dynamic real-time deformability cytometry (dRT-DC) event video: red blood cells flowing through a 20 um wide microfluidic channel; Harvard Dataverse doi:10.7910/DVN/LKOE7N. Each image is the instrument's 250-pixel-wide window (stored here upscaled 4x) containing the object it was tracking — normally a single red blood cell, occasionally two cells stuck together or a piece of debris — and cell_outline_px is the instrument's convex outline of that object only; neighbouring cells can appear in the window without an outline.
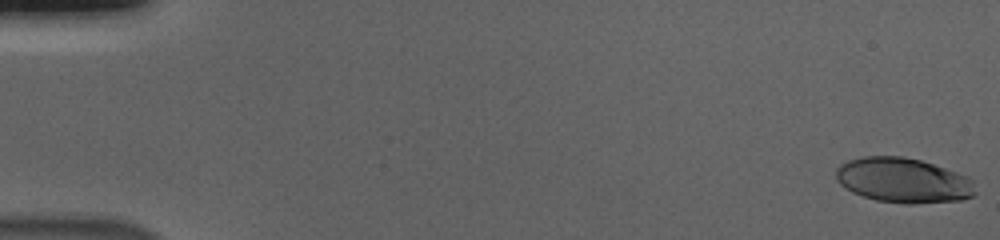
{"species": "human", "species_latin": "Homo sapiens", "temperature_condition": "cold", "stored_images_in_passage": 56, "camera_frame_rate_fps": 3000, "um_per_image_px": 0.085, "donor": {"sex": "male"}, "frame": {"image": 1, "passage_image": 1, "time_ms": 0.0, "image_size_px": [1000, 240], "cell_outline_px": [[976, 192], [972, 196], [960, 200], [912, 204], [904, 204], [876, 200], [852, 192], [844, 188], [836, 180], [836, 168], [840, 164], [848, 160], [864, 156], [904, 156], [920, 160], [968, 176], [972, 180]], "centroid_in_image_um": [76.75, 15.33], "position_along_channel_um": 8.3, "area_um2": 36.53}}
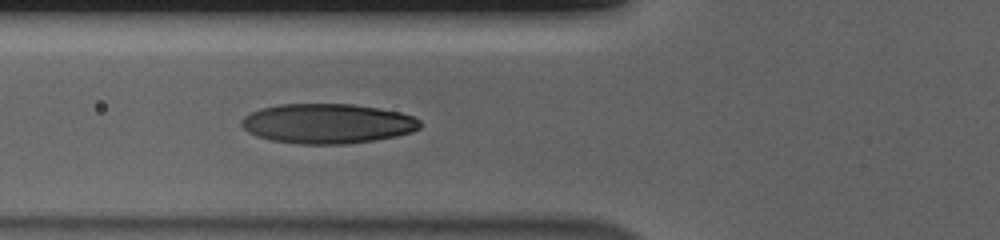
{"frame": {"image": 2, "passage_image": 22, "time_ms": 7.0, "image_size_px": [1000, 240], "cell_outline_px": [[424, 124], [420, 128], [412, 132], [396, 136], [376, 140], [348, 144], [300, 144], [272, 140], [256, 136], [248, 132], [240, 124], [240, 120], [244, 116], [260, 108], [280, 104], [352, 104], [380, 108], [400, 112], [412, 116], [420, 120]], "centroid_in_image_um": [27.85, 10.5], "position_along_channel_um": 97.9, "area_um2": 41.73}}
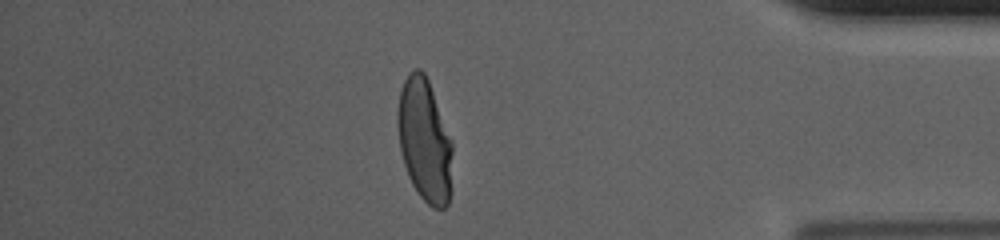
{"frame": {"image": 3, "passage_image": 49, "time_ms": 16.0, "image_size_px": [1000, 240], "cell_outline_px": [[452, 192], [448, 204], [444, 208], [432, 208], [416, 192], [408, 176], [400, 152], [396, 124], [396, 112], [400, 92], [404, 80], [408, 72], [412, 68], [420, 68], [424, 72], [428, 80], [452, 140]], "centroid_in_image_um": [36.08, 11.94], "position_along_channel_um": 399.1, "area_um2": 40.06}, "authors_computed_cell_mechanics": {"area_um2": 39.8242, "velocity_mm_per_s": 3.691, "shape_relaxation_time_tau1_ms": 4.2701, "shape_relaxation_time_tau2_ms": null, "deformation_change_tau1": 0.2001, "deformation_change_tau2": null}}